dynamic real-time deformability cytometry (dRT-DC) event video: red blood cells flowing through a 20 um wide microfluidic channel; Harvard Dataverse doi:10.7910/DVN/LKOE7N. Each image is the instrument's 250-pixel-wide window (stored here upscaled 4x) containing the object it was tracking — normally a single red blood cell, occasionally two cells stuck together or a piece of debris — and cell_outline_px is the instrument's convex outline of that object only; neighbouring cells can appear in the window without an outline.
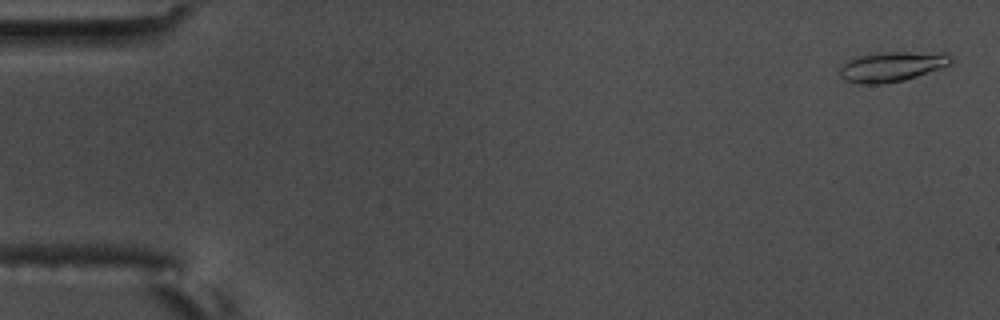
{"species": "common noctule bat (a hibernating species)", "species_latin": "Nyctalus noctula", "temperature_condition": "warm", "stored_images_in_passage": 57, "camera_frame_rate_fps": 3000, "um_per_image_px": 0.085, "animal": {"sex": "male", "body_mass_g": 17.5, "forearm_length_mm": 52.3}, "frame": {"image": 1, "passage_image": 2, "time_ms": 0.333, "image_size_px": [1000, 320], "cell_outline_px": [[952, 64], [904, 80], [884, 84], [860, 84], [844, 80], [840, 76], [840, 68], [848, 60], [860, 56], [880, 52], [948, 52], [952, 56]], "centroid_in_image_um": [75.85, 5.65], "position_along_channel_um": 9.2, "area_um2": 19.48}}
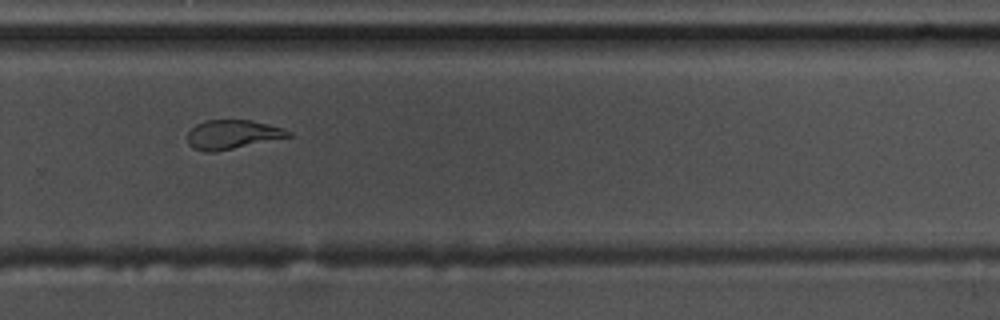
{"frame": {"image": 2, "passage_image": 39, "time_ms": 12.667, "image_size_px": [1000, 320], "cell_outline_px": [[292, 136], [216, 152], [204, 152], [192, 148], [188, 144], [188, 132], [196, 124], [204, 120], [252, 120], [284, 128], [292, 132]], "centroid_in_image_um": [19.75, 11.43], "position_along_channel_um": 310.1, "area_um2": 17.22}}
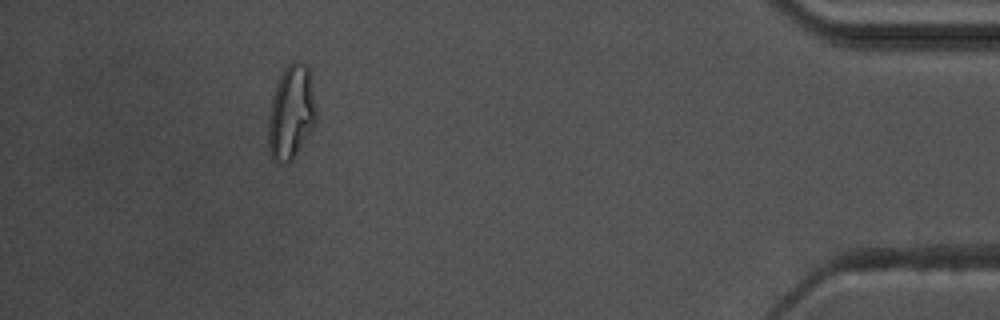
{"frame": {"image": 3, "passage_image": 52, "time_ms": 17.0, "image_size_px": [1000, 320], "cell_outline_px": [[316, 124], [292, 160], [288, 164], [276, 160], [268, 152], [268, 116], [272, 96], [276, 84], [284, 68], [292, 60], [296, 60], [304, 64], [308, 68], [316, 104]], "centroid_in_image_um": [24.74, 9.55], "position_along_channel_um": 410.5, "area_um2": 26.41}, "authors_computed_cell_mechanics": {"area_um2": 18.1492, "velocity_mm_per_s": 3.6183, "shape_relaxation_time_tau1_ms": 8.0169, "shape_relaxation_time_tau2_ms": 3.7158, "deformation_change_tau1": 0.2251, "deformation_change_tau2": 0.114}}